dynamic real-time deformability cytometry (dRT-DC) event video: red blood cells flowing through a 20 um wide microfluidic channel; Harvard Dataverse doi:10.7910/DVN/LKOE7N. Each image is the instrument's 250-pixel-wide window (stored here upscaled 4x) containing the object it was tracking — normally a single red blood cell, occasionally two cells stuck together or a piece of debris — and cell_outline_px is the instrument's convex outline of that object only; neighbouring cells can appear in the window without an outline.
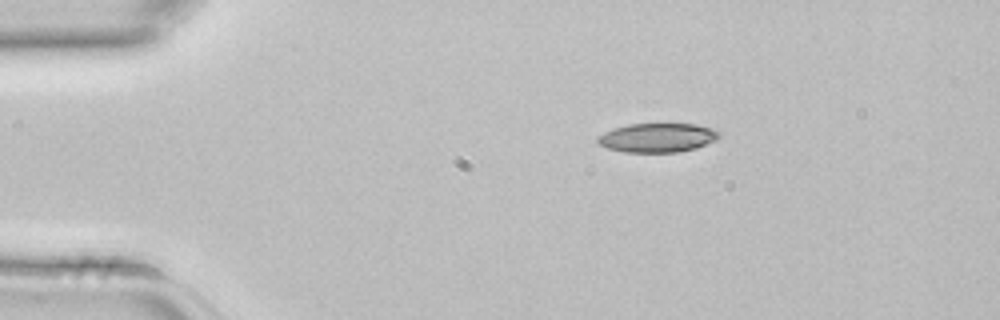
{"species": "common noctule bat (a hibernating species)", "species_latin": "Nyctalus noctula", "temperature_condition": "room temperature", "stored_images_in_passage": 2, "camera_frame_rate_fps": 3000, "um_per_image_px": 0.085, "animal": {"sex": "female", "body_mass_g": 22.7, "forearm_length_mm": 54.2}, "frame": {"image": 1, "passage_image": 1, "time_ms": 0.0, "image_size_px": [1000, 320], "cell_outline_px": [[720, 136], [716, 140], [696, 148], [680, 152], [624, 152], [608, 148], [600, 144], [596, 140], [596, 136], [612, 128], [628, 124], [696, 124], [712, 128], [720, 132]], "centroid_in_image_um": [55.87, 11.7], "position_along_channel_um": 29.1, "area_um2": 20.69}}